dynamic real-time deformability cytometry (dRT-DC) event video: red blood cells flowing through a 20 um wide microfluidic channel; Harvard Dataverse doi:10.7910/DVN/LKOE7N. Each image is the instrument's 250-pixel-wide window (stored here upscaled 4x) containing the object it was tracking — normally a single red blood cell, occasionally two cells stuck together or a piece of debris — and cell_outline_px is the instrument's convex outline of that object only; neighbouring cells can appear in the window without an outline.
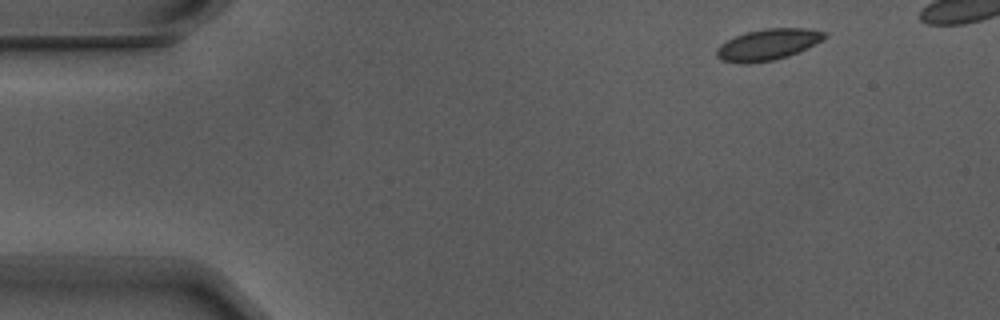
{"species": "Egyptian fruit bat (a non-hibernating species)", "species_latin": "Rousettus aegyptiacus", "temperature_condition": "warm", "stored_images_in_passage": 5, "camera_frame_rate_fps": 3000, "um_per_image_px": 0.085, "animal": {"sex": "male"}, "frame": {"image": 1, "passage_image": 1, "time_ms": 0.0, "image_size_px": [1000, 320], "cell_outline_px": [[828, 36], [816, 44], [788, 56], [772, 60], [744, 64], [740, 64], [720, 60], [716, 56], [716, 48], [720, 44], [744, 32], [764, 28], [804, 28], [828, 32]], "centroid_in_image_um": [65.26, 3.78], "position_along_channel_um": 19.7, "area_um2": 19.77}}